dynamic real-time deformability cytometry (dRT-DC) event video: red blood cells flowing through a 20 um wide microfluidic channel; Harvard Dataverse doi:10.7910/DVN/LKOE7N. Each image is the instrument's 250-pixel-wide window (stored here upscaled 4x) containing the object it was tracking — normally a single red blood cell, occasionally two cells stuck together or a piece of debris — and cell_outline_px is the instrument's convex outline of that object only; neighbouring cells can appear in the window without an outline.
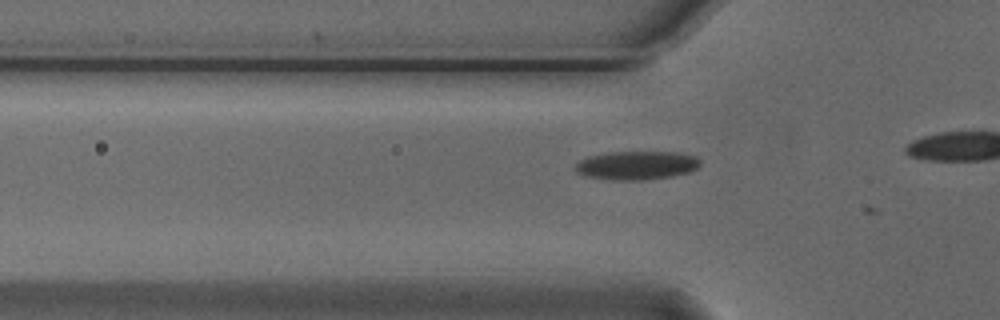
{"species": "Egyptian fruit bat (a non-hibernating species)", "species_latin": "Rousettus aegyptiacus", "temperature_condition": "cold", "stored_images_in_passage": 4, "camera_frame_rate_fps": 3000, "um_per_image_px": 0.085, "animal": {"sex": "male"}, "frame": {"image": 1, "passage_image": 2, "time_ms": 0.333, "image_size_px": [1000, 320], "cell_outline_px": [[700, 164], [696, 168], [688, 172], [672, 176], [644, 180], [612, 180], [584, 176], [576, 172], [572, 168], [580, 160], [588, 156], [608, 152], [676, 152], [696, 156], [700, 160]], "centroid_in_image_um": [54.06, 14.05], "position_along_channel_um": 71.7, "area_um2": 20.98}}